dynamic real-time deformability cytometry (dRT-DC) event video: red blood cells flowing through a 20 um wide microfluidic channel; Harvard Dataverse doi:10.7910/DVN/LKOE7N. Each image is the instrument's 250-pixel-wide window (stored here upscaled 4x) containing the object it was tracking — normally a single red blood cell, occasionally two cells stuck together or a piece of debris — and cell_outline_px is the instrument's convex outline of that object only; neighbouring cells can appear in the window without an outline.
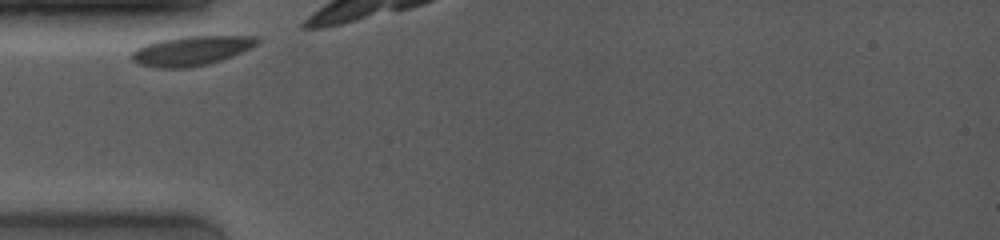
{"species": "common noctule bat (a hibernating species)", "species_latin": "Nyctalus noctula", "temperature_condition": "room temperature", "stored_images_in_passage": 6, "camera_frame_rate_fps": 4000, "um_per_image_px": 0.085, "animal": {"sex": "female", "body_mass_g": 19.0, "forearm_length_mm": 53.3}, "frame": {"image": 1, "passage_image": 1, "time_ms": 0.0, "image_size_px": [1000, 240], "cell_outline_px": [[260, 40], [252, 48], [232, 56], [208, 64], [184, 68], [156, 68], [140, 64], [132, 60], [132, 52], [136, 48], [144, 44], [160, 40], [184, 36], [256, 36]], "centroid_in_image_um": [16.26, 4.31], "position_along_channel_um": 68.7, "area_um2": 21.5}}